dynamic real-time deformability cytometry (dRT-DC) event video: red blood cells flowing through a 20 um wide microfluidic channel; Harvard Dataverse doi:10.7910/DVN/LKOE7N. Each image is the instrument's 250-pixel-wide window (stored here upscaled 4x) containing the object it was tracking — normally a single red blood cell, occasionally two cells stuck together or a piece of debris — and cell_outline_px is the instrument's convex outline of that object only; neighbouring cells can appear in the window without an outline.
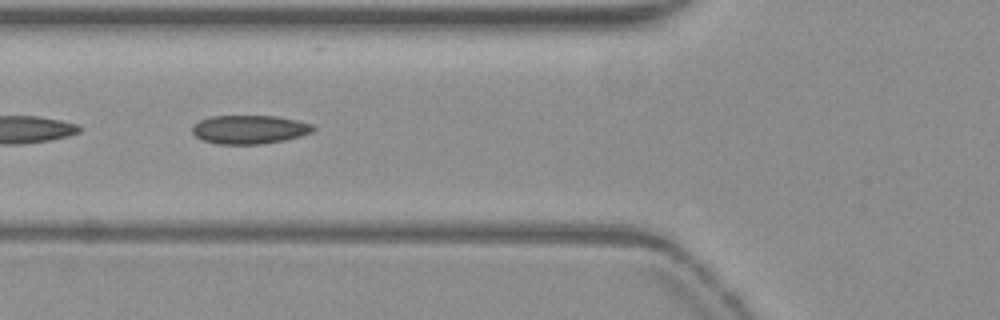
{"species": "common noctule bat (a hibernating species)", "species_latin": "Nyctalus noctula", "temperature_condition": "warm", "stored_images_in_passage": 36, "camera_frame_rate_fps": 3000, "um_per_image_px": 0.085, "animal": {"sex": "female", "body_mass_g": 19.3, "forearm_length_mm": 54.1}, "frame": {"image": 1, "passage_image": 6, "time_ms": 1.667, "image_size_px": [1000, 320], "cell_outline_px": [[316, 128], [312, 132], [300, 136], [284, 140], [260, 144], [216, 144], [204, 140], [196, 136], [192, 132], [192, 128], [200, 120], [212, 116], [276, 116], [296, 120], [312, 124]], "centroid_in_image_um": [21.22, 11.01], "position_along_channel_um": 104.6, "area_um2": 20.06}}
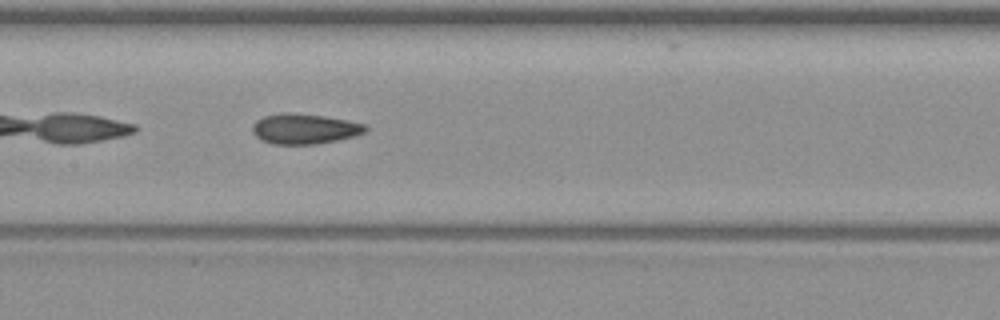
{"frame": {"image": 2, "passage_image": 12, "time_ms": 3.667, "image_size_px": [1000, 320], "cell_outline_px": [[368, 128], [364, 132], [352, 136], [336, 140], [316, 144], [272, 144], [260, 140], [252, 132], [252, 124], [256, 120], [264, 116], [280, 112], [288, 112], [324, 116], [348, 120], [368, 124]], "centroid_in_image_um": [25.85, 10.94], "position_along_channel_um": 181.5, "area_um2": 20.06}}
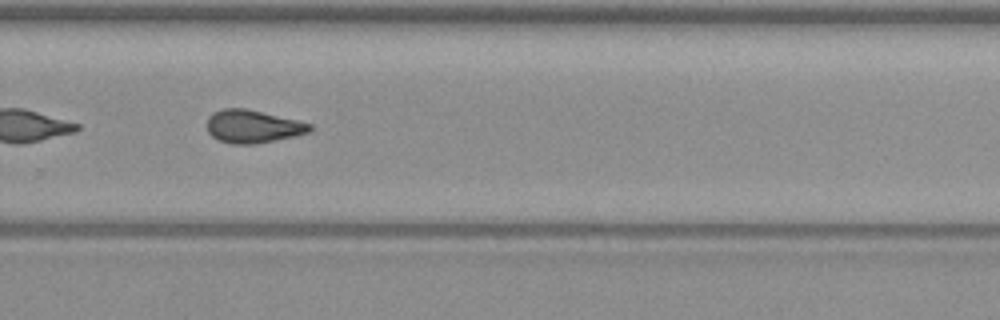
{"frame": {"image": 3, "passage_image": 22, "time_ms": 7.0, "image_size_px": [1000, 320], "cell_outline_px": [[312, 128], [308, 132], [292, 136], [256, 144], [232, 144], [220, 140], [212, 136], [208, 132], [208, 116], [224, 108], [244, 108], [296, 120], [312, 124]], "centroid_in_image_um": [21.47, 10.75], "position_along_channel_um": 308.3, "area_um2": 19.31}}